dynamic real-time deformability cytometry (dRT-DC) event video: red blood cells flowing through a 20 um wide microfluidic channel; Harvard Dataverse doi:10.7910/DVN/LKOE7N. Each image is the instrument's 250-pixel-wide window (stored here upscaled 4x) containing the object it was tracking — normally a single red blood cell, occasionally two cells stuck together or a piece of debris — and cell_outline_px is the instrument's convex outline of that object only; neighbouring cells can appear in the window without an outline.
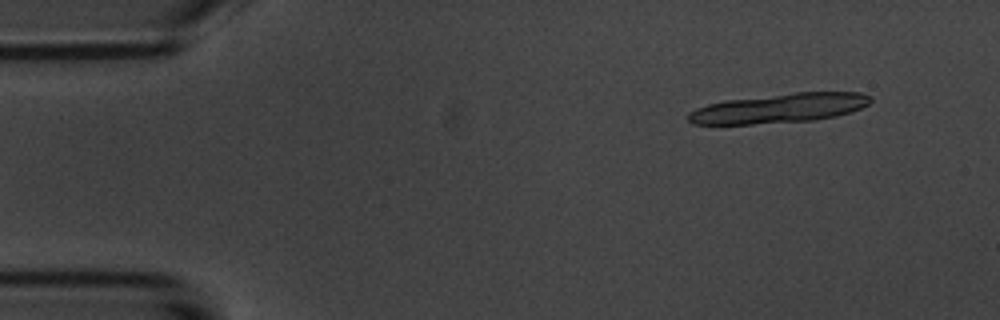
{"species": "common noctule bat (a hibernating species)", "species_latin": "Nyctalus noctula", "temperature_condition": "room temperature", "stored_images_in_passage": 5, "camera_frame_rate_fps": 3000, "um_per_image_px": 0.085, "animal": {"sex": "male", "body_mass_g": 20.1, "forearm_length_mm": 53.5}, "frame": {"image": 1, "passage_image": 1, "time_ms": 0.0, "image_size_px": [1000, 320], "cell_outline_px": [[872, 100], [868, 104], [860, 108], [836, 116], [812, 120], [752, 124], [692, 124], [688, 120], [688, 112], [696, 108], [708, 104], [724, 100], [796, 92], [860, 92], [872, 96]], "centroid_in_image_um": [66.22, 9.19], "position_along_channel_um": 18.8, "area_um2": 31.15}}